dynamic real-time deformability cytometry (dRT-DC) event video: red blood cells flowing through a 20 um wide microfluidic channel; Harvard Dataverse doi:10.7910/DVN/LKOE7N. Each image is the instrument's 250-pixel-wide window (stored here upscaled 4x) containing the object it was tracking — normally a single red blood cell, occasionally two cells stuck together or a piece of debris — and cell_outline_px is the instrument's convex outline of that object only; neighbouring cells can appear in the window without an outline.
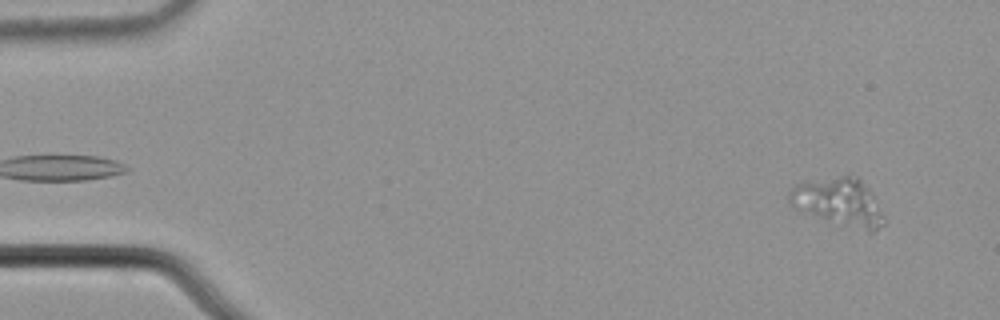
{"species": "common noctule bat (a hibernating species)", "species_latin": "Nyctalus noctula", "temperature_condition": "cold", "stored_images_in_passage": 5, "camera_frame_rate_fps": 3000, "um_per_image_px": 0.085, "animal": {"sex": "male", "body_mass_g": 21.5, "forearm_length_mm": 52.0}, "frame": {"image": 1, "passage_image": 1, "time_ms": 0.0, "image_size_px": [1000, 320], "cell_outline_px": [[888, 220], [884, 224], [872, 232], [868, 232], [812, 212], [792, 204], [788, 200], [788, 192], [796, 184], [804, 180], [840, 176], [856, 176], [868, 188]], "centroid_in_image_um": [71.38, 17.11], "position_along_channel_um": 13.6, "area_um2": 25.32}}
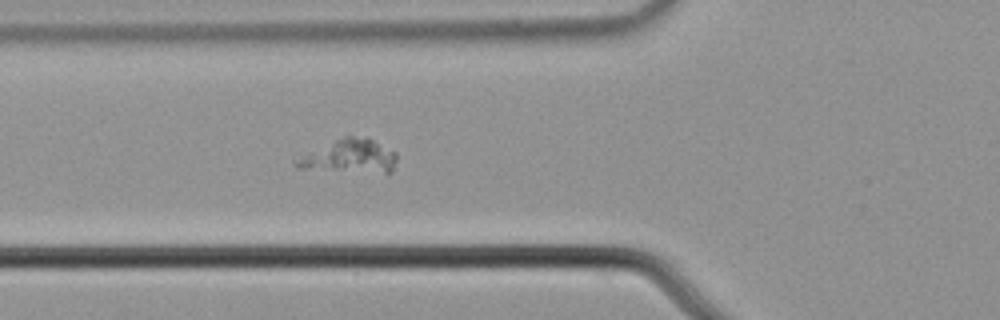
{"frame": {"image": 2, "passage_image": 5, "time_ms": 1.333, "image_size_px": [1000, 320], "cell_outline_px": [[396, 160], [392, 172], [388, 176], [296, 168], [292, 164], [292, 160], [344, 136], [352, 136], [372, 140], [396, 152]], "centroid_in_image_um": [29.74, 13.38], "position_along_channel_um": 96.1, "area_um2": 20.23}}